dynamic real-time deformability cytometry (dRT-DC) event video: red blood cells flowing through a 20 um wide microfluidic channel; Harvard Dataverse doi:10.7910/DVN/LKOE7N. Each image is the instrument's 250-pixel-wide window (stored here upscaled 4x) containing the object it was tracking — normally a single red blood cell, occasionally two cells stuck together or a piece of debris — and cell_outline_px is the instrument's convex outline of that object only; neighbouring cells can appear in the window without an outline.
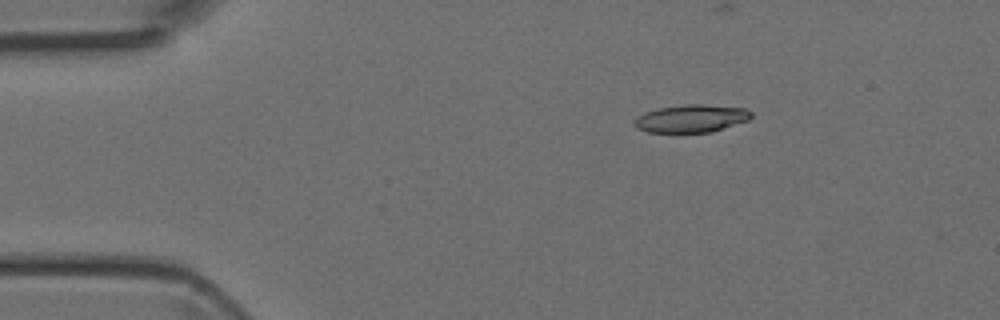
{"species": "Egyptian fruit bat (a non-hibernating species)", "species_latin": "Rousettus aegyptiacus", "temperature_condition": "room temperature", "stored_images_in_passage": 3, "segment_of_instrument_passage": [2, 2], "camera_frame_rate_fps": 3000, "um_per_image_px": 0.085, "animal": {"sex": "female"}, "frame": {"image": 1, "passage_image": 3, "time_ms": 0.667, "image_size_px": [1000, 320], "cell_outline_px": [[752, 116], [748, 120], [712, 132], [648, 132], [636, 128], [636, 120], [640, 116], [648, 112], [660, 108], [684, 104], [704, 104], [748, 108], [752, 112]], "centroid_in_image_um": [58.85, 10.06], "position_along_channel_um": 26.2, "area_um2": 18.67}}